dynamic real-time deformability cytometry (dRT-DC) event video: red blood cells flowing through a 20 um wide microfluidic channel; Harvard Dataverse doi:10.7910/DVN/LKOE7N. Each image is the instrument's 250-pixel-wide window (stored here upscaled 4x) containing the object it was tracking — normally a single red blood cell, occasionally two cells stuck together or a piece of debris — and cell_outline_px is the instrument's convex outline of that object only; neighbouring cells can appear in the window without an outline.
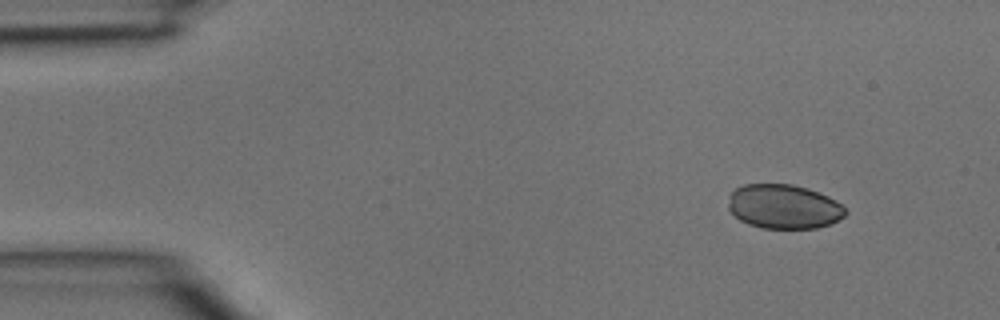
{"species": "common noctule bat (a hibernating species)", "species_latin": "Nyctalus noctula", "temperature_condition": "room temperature", "stored_images_in_passage": 4, "camera_frame_rate_fps": 3000, "um_per_image_px": 0.085, "animal": {"sex": "male", "body_mass_g": 15.6}, "frame": {"image": 1, "passage_image": 1, "time_ms": 0.0, "image_size_px": [1000, 320], "cell_outline_px": [[848, 212], [844, 216], [828, 224], [816, 228], [764, 228], [748, 224], [740, 220], [728, 208], [728, 204], [732, 192], [736, 188], [744, 184], [792, 184], [808, 188], [828, 196], [840, 204]], "centroid_in_image_um": [66.61, 17.55], "position_along_channel_um": 18.4, "area_um2": 30.0}}
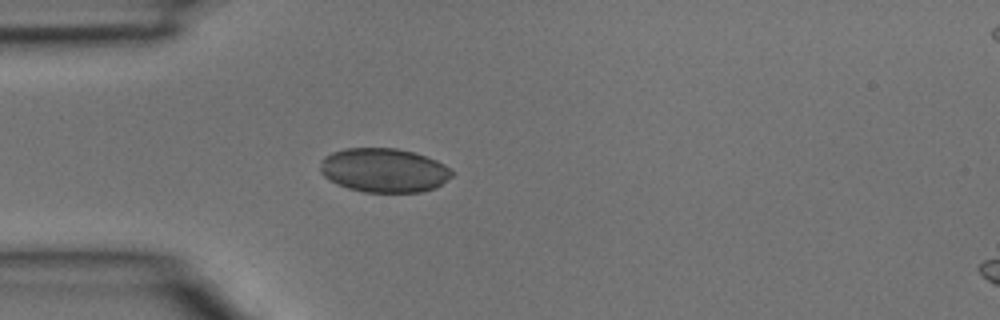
{"frame": {"image": 2, "passage_image": 3, "time_ms": 0.667, "image_size_px": [1000, 320], "cell_outline_px": [[456, 172], [452, 176], [436, 188], [420, 192], [364, 192], [348, 188], [336, 184], [328, 180], [320, 172], [320, 160], [324, 156], [332, 152], [344, 148], [396, 148], [412, 152], [436, 160], [444, 164]], "centroid_in_image_um": [32.62, 14.47], "position_along_channel_um": 52.4, "area_um2": 34.1}}